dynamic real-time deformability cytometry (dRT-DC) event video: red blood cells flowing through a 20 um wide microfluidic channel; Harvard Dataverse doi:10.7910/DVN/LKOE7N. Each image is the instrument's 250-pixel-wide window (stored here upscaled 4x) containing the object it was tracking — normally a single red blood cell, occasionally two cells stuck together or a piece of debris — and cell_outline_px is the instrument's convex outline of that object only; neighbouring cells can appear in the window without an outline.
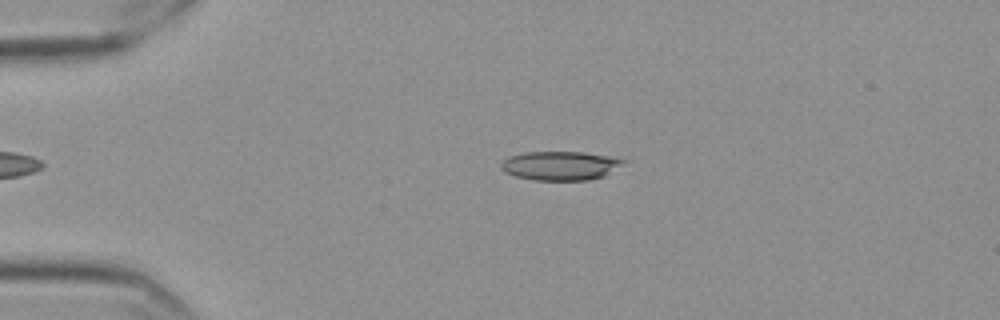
{"species": "Egyptian fruit bat (a non-hibernating species)", "species_latin": "Rousettus aegyptiacus", "temperature_condition": "cold", "stored_images_in_passage": 47, "camera_frame_rate_fps": 3000, "um_per_image_px": 0.085, "frame": {"image": 1, "passage_image": 9, "time_ms": 2.667, "image_size_px": [1000, 320], "cell_outline_px": [[628, 160], [604, 176], [588, 180], [532, 180], [516, 176], [504, 172], [500, 168], [500, 164], [508, 156], [524, 152], [584, 152], [608, 156]], "centroid_in_image_um": [47.59, 14.08], "position_along_channel_um": 37.4, "area_um2": 20.63}}
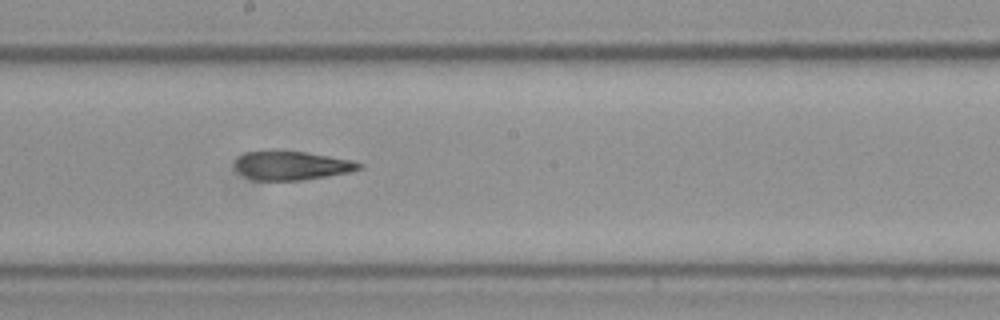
{"frame": {"image": 2, "passage_image": 28, "time_ms": 9.0, "image_size_px": [1000, 320], "cell_outline_px": [[364, 168], [348, 172], [300, 180], [256, 180], [244, 176], [236, 168], [236, 160], [240, 156], [248, 152], [272, 148], [276, 148], [304, 152], [328, 156], [348, 160], [364, 164]], "centroid_in_image_um": [24.76, 14.03], "position_along_channel_um": 223.4, "area_um2": 20.92}}
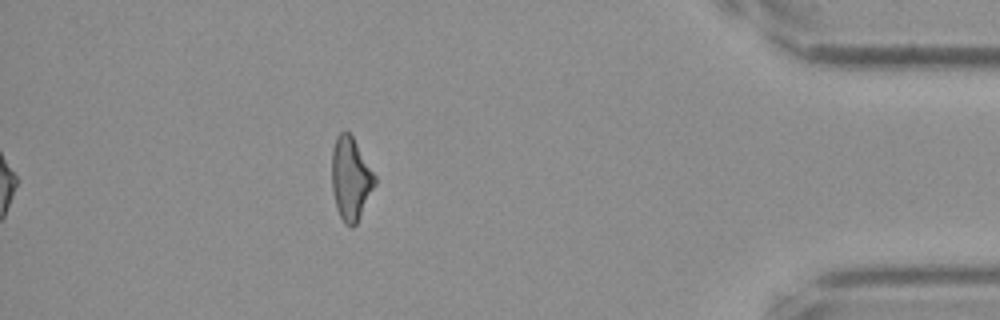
{"frame": {"image": 3, "passage_image": 47, "time_ms": 15.333, "image_size_px": [1000, 320], "cell_outline_px": [[376, 184], [356, 224], [352, 228], [344, 224], [336, 208], [332, 188], [332, 148], [336, 136], [340, 132], [348, 132], [352, 136], [376, 176]], "centroid_in_image_um": [29.8, 15.2], "position_along_channel_um": 405.4, "area_um2": 20.75}, "authors_computed_cell_mechanics": {"area_um2": 21.0392, "velocity_mm_per_s": 3.5536, "shape_relaxation_time_tau1_ms": 6.7099, "shape_relaxation_time_tau2_ms": 4.5967, "deformation_change_tau1": 0.1921, "deformation_change_tau2": 0.1565}}